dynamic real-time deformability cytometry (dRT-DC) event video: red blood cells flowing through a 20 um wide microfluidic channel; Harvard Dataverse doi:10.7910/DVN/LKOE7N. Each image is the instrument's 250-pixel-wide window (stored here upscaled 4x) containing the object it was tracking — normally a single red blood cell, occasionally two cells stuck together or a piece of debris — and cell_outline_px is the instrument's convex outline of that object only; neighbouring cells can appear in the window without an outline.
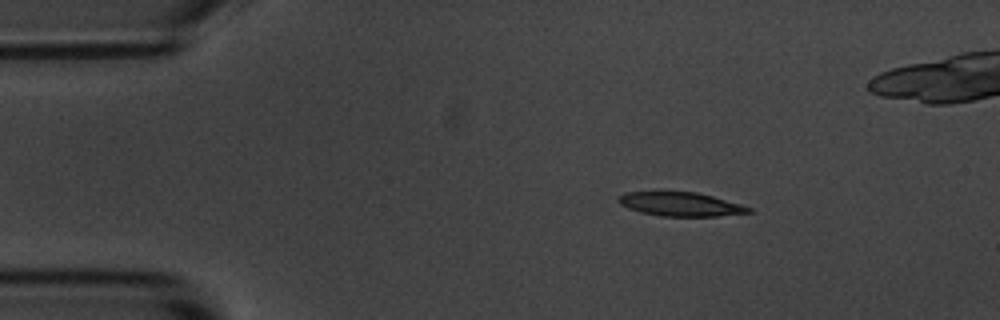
{"species": "common noctule bat (a hibernating species)", "species_latin": "Nyctalus noctula", "temperature_condition": "room temperature", "stored_images_in_passage": 6, "camera_frame_rate_fps": 3000, "um_per_image_px": 0.085, "animal": {"sex": "male", "body_mass_g": 20.1, "forearm_length_mm": 53.5}, "frame": {"image": 1, "passage_image": 3, "time_ms": 2.333, "image_size_px": [1000, 320], "cell_outline_px": [[752, 212], [716, 216], [660, 216], [640, 212], [628, 208], [620, 204], [616, 200], [624, 192], [656, 188], [660, 188], [696, 192], [712, 196], [740, 204], [752, 208]], "centroid_in_image_um": [57.72, 17.29], "position_along_channel_um": 27.3, "area_um2": 19.07}}